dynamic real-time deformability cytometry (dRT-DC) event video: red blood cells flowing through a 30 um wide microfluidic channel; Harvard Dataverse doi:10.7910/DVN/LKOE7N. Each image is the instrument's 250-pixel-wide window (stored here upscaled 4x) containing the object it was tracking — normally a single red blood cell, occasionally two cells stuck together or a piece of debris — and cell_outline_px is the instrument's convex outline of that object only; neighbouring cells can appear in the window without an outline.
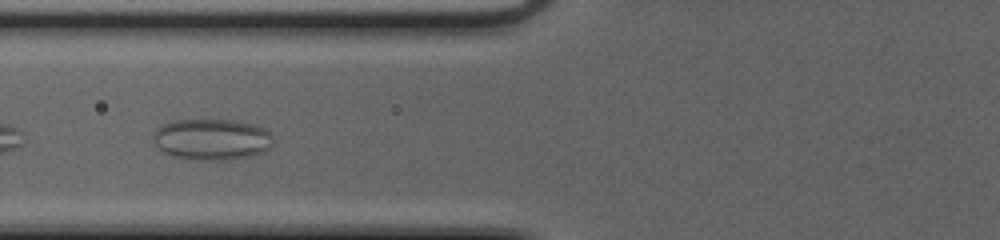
{"species": "common noctule bat (a hibernating species)", "species_latin": "Nyctalus noctula", "temperature_condition": "cold", "stored_images_in_passage": 34, "camera_frame_rate_fps": 3000, "um_per_image_px": 0.085, "animal": {"sex": "female", "body_mass_g": 20.0, "forearm_length_mm": 54.0}, "frame": {"image": 1, "passage_image": 4, "time_ms": 1.0, "image_size_px": [1000, 240], "cell_outline_px": [[272, 148], [264, 152], [248, 156], [228, 160], [196, 160], [172, 156], [164, 152], [152, 140], [152, 136], [156, 128], [160, 124], [172, 120], [232, 120], [252, 124], [264, 128], [268, 132], [272, 144]], "centroid_in_image_um": [17.96, 11.85], "position_along_channel_um": 107.8, "area_um2": 28.9}}
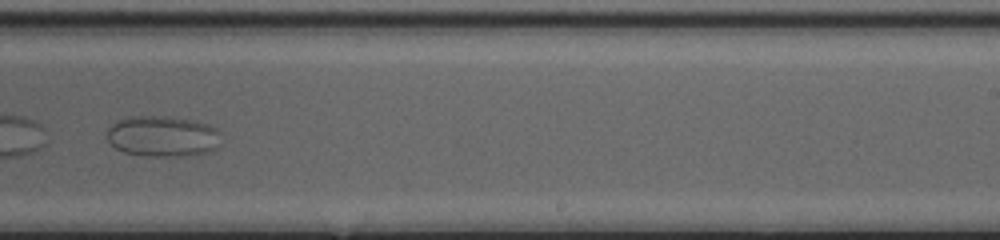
{"frame": {"image": 2, "passage_image": 17, "time_ms": 5.333, "image_size_px": [1000, 240], "cell_outline_px": [[220, 144], [212, 152], [180, 156], [144, 156], [124, 152], [116, 148], [108, 140], [108, 128], [116, 120], [128, 116], [164, 116], [192, 120], [208, 124], [216, 128]], "centroid_in_image_um": [13.81, 11.58], "position_along_channel_um": 275.2, "area_um2": 27.22}}